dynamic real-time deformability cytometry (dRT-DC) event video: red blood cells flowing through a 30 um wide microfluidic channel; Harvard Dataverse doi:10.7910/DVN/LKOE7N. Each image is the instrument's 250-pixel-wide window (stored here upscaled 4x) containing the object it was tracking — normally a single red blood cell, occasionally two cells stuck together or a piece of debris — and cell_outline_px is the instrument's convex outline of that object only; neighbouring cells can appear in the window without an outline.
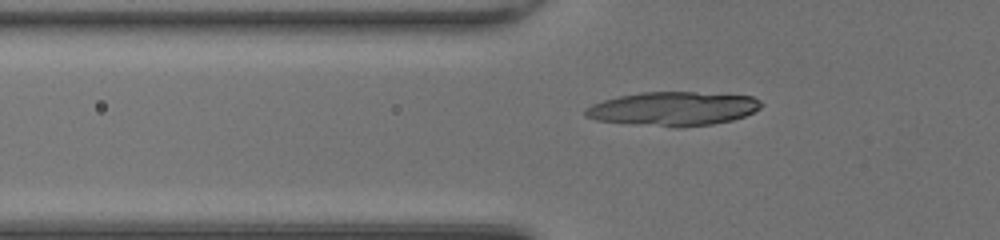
{"species": "common noctule bat (a hibernating species)", "species_latin": "Nyctalus noctula", "temperature_condition": "room temperature", "stored_images_in_passage": 39, "camera_frame_rate_fps": 3000, "um_per_image_px": 0.085, "animal": {"sex": "female", "body_mass_g": 20.0, "forearm_length_mm": 54.0}, "frame": {"image": 1, "passage_image": 7, "time_ms": 2.0, "image_size_px": [1000, 240], "cell_outline_px": [[764, 104], [760, 108], [744, 116], [732, 120], [712, 124], [684, 128], [676, 128], [628, 124], [596, 120], [584, 116], [584, 108], [592, 104], [604, 100], [620, 96], [640, 92], [692, 92], [752, 96], [760, 100]], "centroid_in_image_um": [57.19, 9.26], "position_along_channel_um": 68.6, "area_um2": 35.08}}
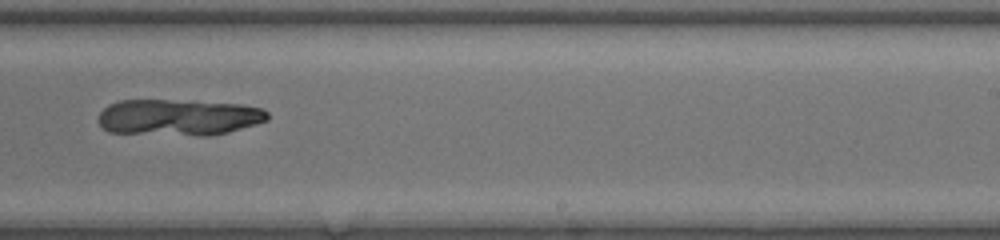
{"frame": {"image": 2, "passage_image": 22, "time_ms": 7.0, "image_size_px": [1000, 240], "cell_outline_px": [[268, 120], [256, 124], [228, 132], [208, 136], [196, 136], [108, 132], [96, 120], [100, 112], [108, 104], [120, 100], [168, 100], [240, 104], [264, 108], [268, 112]], "centroid_in_image_um": [15.17, 9.98], "position_along_channel_um": 273.8, "area_um2": 36.01}}
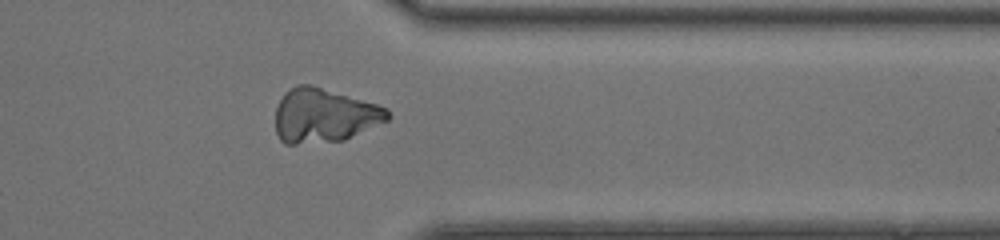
{"frame": {"image": 3, "passage_image": 30, "time_ms": 9.667, "image_size_px": [1000, 240], "cell_outline_px": [[392, 116], [388, 120], [344, 140], [296, 144], [284, 144], [280, 140], [276, 132], [276, 108], [284, 92], [296, 84], [308, 84], [376, 104], [388, 108]], "centroid_in_image_um": [27.54, 9.82], "position_along_channel_um": 383.9, "area_um2": 35.2}}